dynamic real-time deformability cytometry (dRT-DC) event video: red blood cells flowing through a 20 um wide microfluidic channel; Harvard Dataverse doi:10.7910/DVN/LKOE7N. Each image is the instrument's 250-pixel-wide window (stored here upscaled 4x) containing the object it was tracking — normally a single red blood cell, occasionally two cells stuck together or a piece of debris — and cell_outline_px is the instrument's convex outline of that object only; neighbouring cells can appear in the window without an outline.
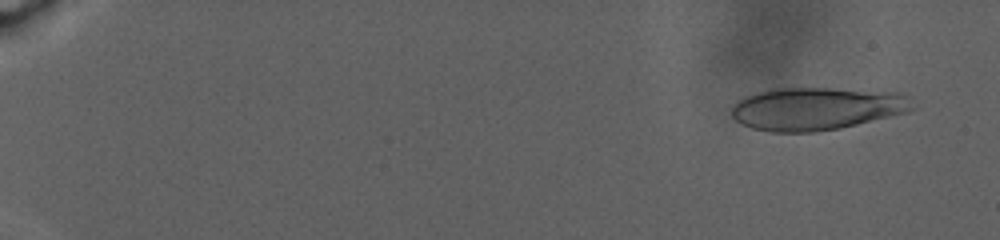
{"species": "human", "species_latin": "Homo sapiens", "temperature_condition": "warm", "stored_images_in_passage": 112, "camera_frame_rate_fps": 3000, "um_per_image_px": 0.085, "donor": {"sex": "male"}, "frame": {"image": 1, "passage_image": 7, "time_ms": 1.667, "image_size_px": [1000, 240], "cell_outline_px": [[912, 108], [908, 112], [840, 128], [816, 132], [772, 132], [752, 128], [736, 120], [732, 116], [732, 108], [740, 100], [756, 92], [768, 88], [828, 88], [896, 92], [904, 96]], "centroid_in_image_um": [69.35, 9.24], "position_along_channel_um": 15.6, "area_um2": 44.56}}
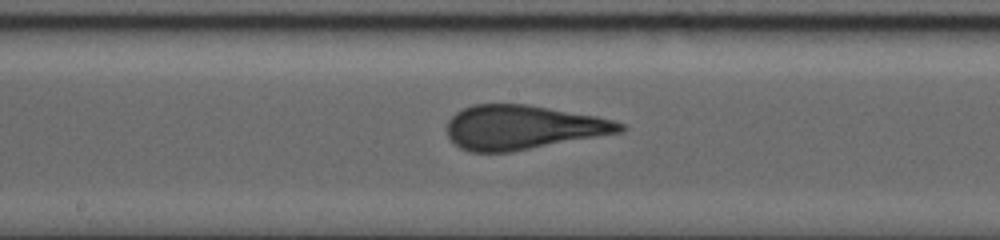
{"frame": {"image": 2, "passage_image": 67, "time_ms": 17.0, "image_size_px": [1000, 240], "cell_outline_px": [[628, 128], [624, 132], [512, 152], [468, 152], [460, 148], [448, 136], [448, 120], [456, 112], [472, 104], [528, 104], [596, 116], [612, 120], [624, 124]], "centroid_in_image_um": [44.47, 10.83], "position_along_channel_um": 203.7, "area_um2": 44.8}}
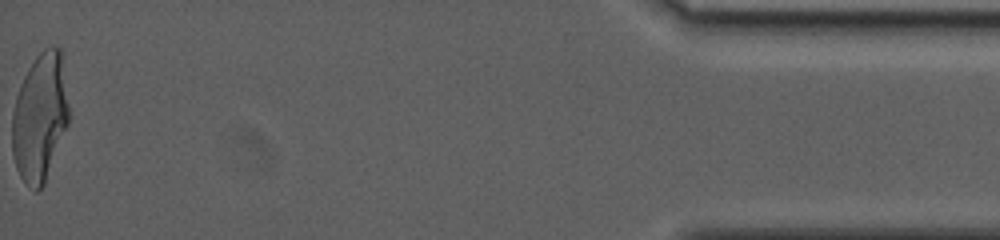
{"frame": {"image": 3, "passage_image": 111, "time_ms": 29.333, "image_size_px": [1000, 240], "cell_outline_px": [[68, 124], [44, 184], [36, 192], [28, 188], [24, 184], [16, 168], [12, 152], [12, 112], [16, 96], [20, 84], [28, 68], [36, 56], [44, 48], [52, 44], [60, 48], [68, 108]], "centroid_in_image_um": [3.36, 10.0], "position_along_channel_um": 431.8, "area_um2": 42.31}, "authors_computed_cell_mechanics": {"area_um2": 43.9858, "velocity_mm_per_s": 2.4599, "shape_relaxation_time_tau1_ms": 9.4367, "shape_relaxation_time_tau2_ms": null, "deformation_change_tau1": 0.2715, "deformation_change_tau2": null}}